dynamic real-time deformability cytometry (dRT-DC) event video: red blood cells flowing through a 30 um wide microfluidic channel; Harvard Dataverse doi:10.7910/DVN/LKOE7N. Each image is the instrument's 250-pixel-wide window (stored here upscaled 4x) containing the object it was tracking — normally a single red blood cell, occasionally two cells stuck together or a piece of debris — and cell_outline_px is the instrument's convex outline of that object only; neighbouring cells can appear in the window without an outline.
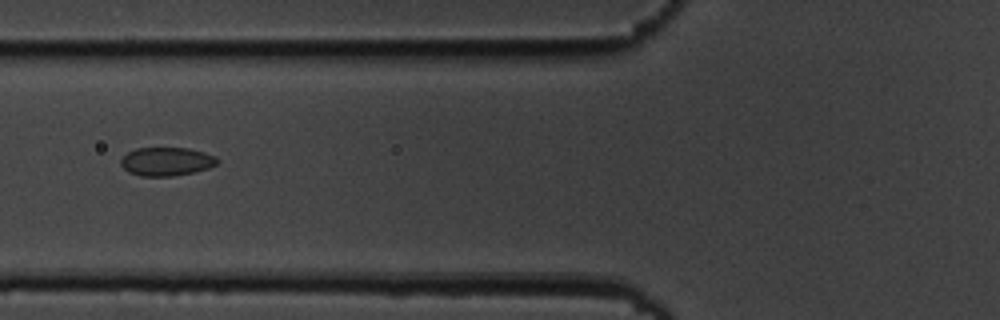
{"species": "common noctule bat (a hibernating species)", "species_latin": "Nyctalus noctula", "temperature_condition": "cold", "stored_images_in_passage": 9, "camera_frame_rate_fps": 3000, "um_per_image_px": 0.085, "animal": {"sex": "male", "body_mass_g": 19.5, "forearm_length_mm": 54.6}, "frame": {"image": 1, "passage_image": 2, "time_ms": 1.0, "image_size_px": [1000, 320], "cell_outline_px": [[216, 164], [208, 168], [192, 172], [172, 176], [140, 176], [128, 172], [120, 164], [120, 160], [128, 152], [136, 148], [188, 148], [204, 152], [216, 156]], "centroid_in_image_um": [14.12, 13.72], "position_along_channel_um": 111.7, "area_um2": 15.9}}
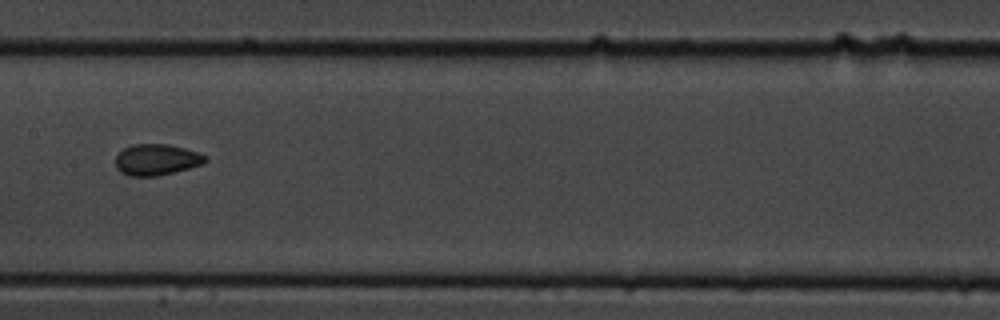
{"frame": {"image": 2, "passage_image": 4, "time_ms": 3.333, "image_size_px": [1000, 320], "cell_outline_px": [[208, 160], [204, 164], [156, 176], [128, 176], [120, 172], [116, 168], [116, 156], [124, 148], [132, 144], [168, 144], [184, 148], [208, 156]], "centroid_in_image_um": [13.3, 13.57], "position_along_channel_um": 194.1, "area_um2": 16.3}}
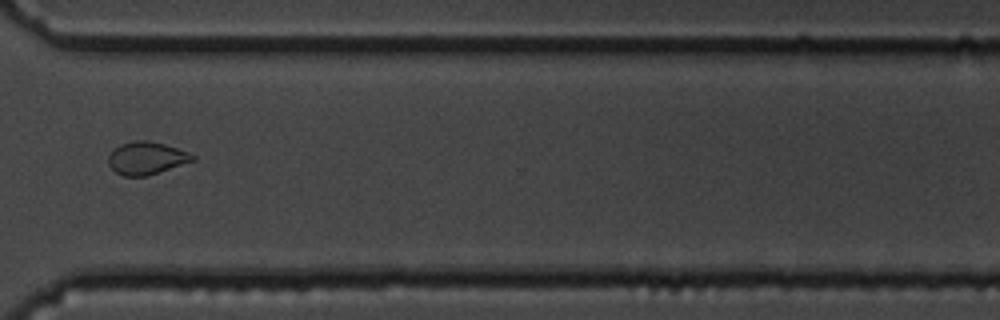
{"frame": {"image": 3, "passage_image": 8, "time_ms": 8.0, "image_size_px": [1000, 320], "cell_outline_px": [[196, 160], [148, 176], [124, 176], [116, 172], [108, 164], [108, 156], [120, 144], [136, 140], [148, 140], [164, 144], [188, 152], [196, 156]], "centroid_in_image_um": [12.47, 13.45], "position_along_channel_um": 358.1, "area_um2": 16.01}}